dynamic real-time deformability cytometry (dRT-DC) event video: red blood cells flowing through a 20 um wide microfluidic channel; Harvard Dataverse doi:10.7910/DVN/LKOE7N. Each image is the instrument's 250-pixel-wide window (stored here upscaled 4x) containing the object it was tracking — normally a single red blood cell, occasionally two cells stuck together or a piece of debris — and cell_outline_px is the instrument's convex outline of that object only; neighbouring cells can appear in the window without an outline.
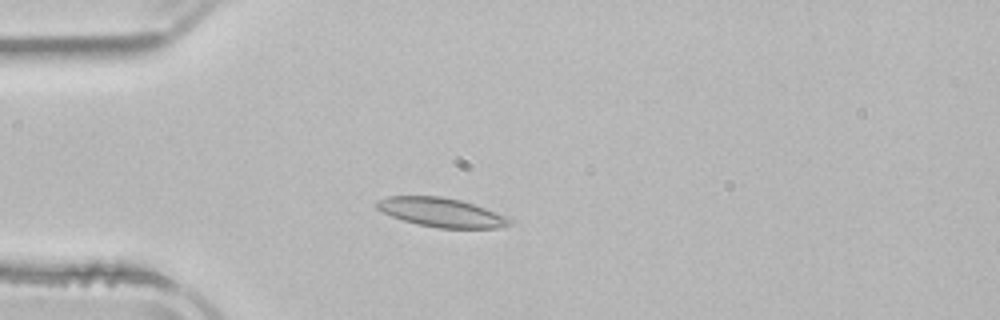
{"species": "common noctule bat (a hibernating species)", "species_latin": "Nyctalus noctula", "temperature_condition": "room temperature", "stored_images_in_passage": 4, "camera_frame_rate_fps": 3000, "um_per_image_px": 0.085, "animal": {"sex": "male", "body_mass_g": 21.5, "forearm_length_mm": 52.0}, "frame": {"image": 1, "passage_image": 3, "time_ms": 3.0, "image_size_px": [1000, 320], "cell_outline_px": [[512, 224], [500, 228], [436, 228], [416, 224], [392, 216], [376, 208], [376, 200], [388, 196], [440, 196], [460, 200], [508, 216], [512, 220]], "centroid_in_image_um": [37.53, 18.06], "position_along_channel_um": 47.5, "area_um2": 22.48}}